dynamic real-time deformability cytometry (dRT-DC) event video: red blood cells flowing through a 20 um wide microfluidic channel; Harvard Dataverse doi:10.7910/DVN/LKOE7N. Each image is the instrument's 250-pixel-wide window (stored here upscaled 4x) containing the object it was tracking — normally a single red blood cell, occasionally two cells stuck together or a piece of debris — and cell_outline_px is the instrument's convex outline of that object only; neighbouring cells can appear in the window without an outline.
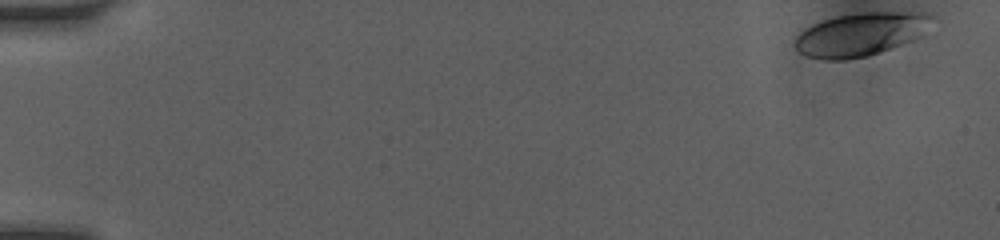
{"species": "human", "species_latin": "Homo sapiens", "temperature_condition": "room temperature", "stored_images_in_passage": 55, "camera_frame_rate_fps": 3000, "um_per_image_px": 0.085, "donor": {"sex": "female"}, "frame": {"image": 1, "passage_image": 1, "time_ms": 0.0, "image_size_px": [1000, 240], "cell_outline_px": [[940, 20], [920, 36], [912, 40], [892, 48], [864, 56], [844, 60], [824, 60], [808, 56], [800, 52], [792, 44], [796, 36], [804, 28], [812, 24], [836, 16], [864, 12], [924, 12], [936, 16]], "centroid_in_image_um": [73.22, 2.89], "position_along_channel_um": 11.8, "area_um2": 35.03}}
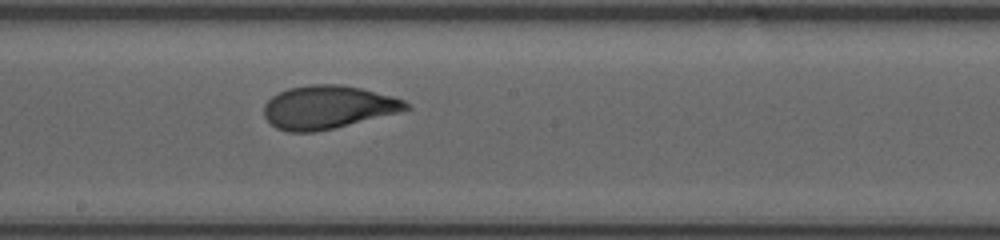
{"frame": {"image": 2, "passage_image": 35, "time_ms": 9.0, "image_size_px": [1000, 240], "cell_outline_px": [[412, 108], [316, 132], [288, 132], [276, 128], [264, 116], [264, 104], [272, 96], [288, 88], [308, 84], [340, 84], [360, 88], [392, 96], [404, 100]], "centroid_in_image_um": [27.81, 9.1], "position_along_channel_um": 220.4, "area_um2": 35.32}}
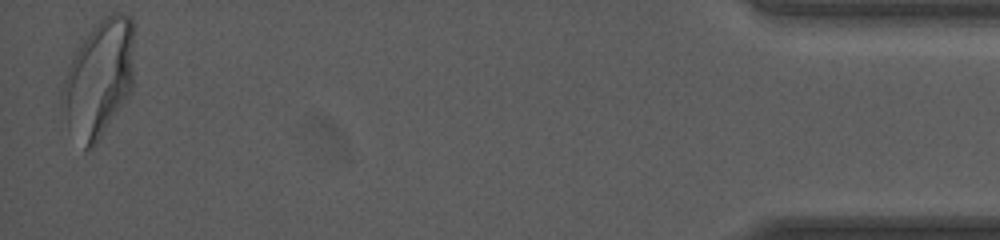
{"frame": {"image": 3, "passage_image": 55, "time_ms": 16.0, "image_size_px": [1000, 240], "cell_outline_px": [[132, 84], [128, 96], [96, 144], [92, 148], [84, 148], [68, 124], [60, 108], [60, 92], [68, 68], [80, 44], [88, 32], [104, 16], [116, 12], [120, 12], [128, 16], [132, 20]], "centroid_in_image_um": [8.38, 6.67], "position_along_channel_um": 426.8, "area_um2": 48.21}, "authors_computed_cell_mechanics": {"area_um2": 35.0268, "velocity_mm_per_s": 4.0892, "shape_relaxation_time_tau1_ms": 3.5961, "shape_relaxation_time_tau2_ms": 0.746, "deformation_change_tau1": 0.1591, "deformation_change_tau2": 0.0714}}